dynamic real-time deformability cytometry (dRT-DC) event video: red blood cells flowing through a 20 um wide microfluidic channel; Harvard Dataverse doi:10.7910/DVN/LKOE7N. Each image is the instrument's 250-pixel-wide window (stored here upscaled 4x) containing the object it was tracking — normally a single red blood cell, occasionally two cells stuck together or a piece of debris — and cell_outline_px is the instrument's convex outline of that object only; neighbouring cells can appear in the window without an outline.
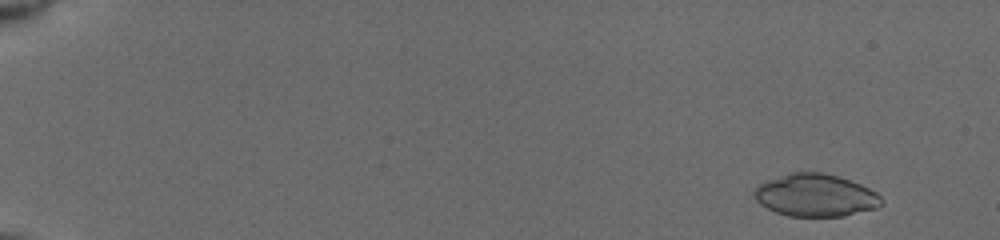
{"species": "common noctule bat (a hibernating species)", "species_latin": "Nyctalus noctula", "temperature_condition": "cold", "stored_images_in_passage": 33, "camera_frame_rate_fps": 3000, "um_per_image_px": 0.085, "animal": {"sex": "female", "body_mass_g": 19.5, "forearm_length_mm": 54.1}, "frame": {"image": 1, "passage_image": 2, "time_ms": 1.0, "image_size_px": [1000, 240], "cell_outline_px": [[884, 204], [876, 208], [844, 216], [788, 216], [776, 212], [760, 204], [752, 196], [752, 192], [760, 184], [768, 180], [792, 172], [820, 172], [836, 176], [860, 184], [876, 192], [884, 200]], "centroid_in_image_um": [69.32, 16.61], "position_along_channel_um": 15.7, "area_um2": 31.39}}